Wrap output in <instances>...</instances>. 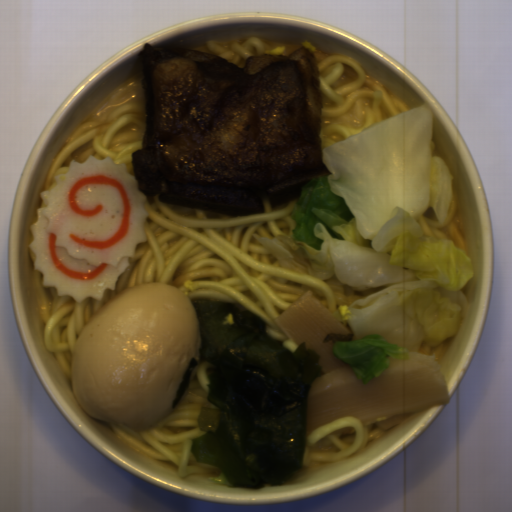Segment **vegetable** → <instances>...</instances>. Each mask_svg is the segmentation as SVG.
<instances>
[{
	"label": "vegetable",
	"mask_w": 512,
	"mask_h": 512,
	"mask_svg": "<svg viewBox=\"0 0 512 512\" xmlns=\"http://www.w3.org/2000/svg\"><path fill=\"white\" fill-rule=\"evenodd\" d=\"M433 109L422 105L323 148L330 175L314 177L297 198L292 236L253 234L282 267L325 281L336 275L356 292L385 288L332 314L353 340L335 356L365 385L410 348L440 346L464 325L463 288L476 274L450 240L429 238L419 219L432 208L447 224L454 179L434 155Z\"/></svg>",
	"instance_id": "add77e79"
},
{
	"label": "vegetable",
	"mask_w": 512,
	"mask_h": 512,
	"mask_svg": "<svg viewBox=\"0 0 512 512\" xmlns=\"http://www.w3.org/2000/svg\"><path fill=\"white\" fill-rule=\"evenodd\" d=\"M208 480H210L211 482H215L216 484H219V485L225 484L227 486H232V487L235 486V485H232L227 474L222 470H221L219 477H208Z\"/></svg>",
	"instance_id": "ea0f7189"
}]
</instances>
